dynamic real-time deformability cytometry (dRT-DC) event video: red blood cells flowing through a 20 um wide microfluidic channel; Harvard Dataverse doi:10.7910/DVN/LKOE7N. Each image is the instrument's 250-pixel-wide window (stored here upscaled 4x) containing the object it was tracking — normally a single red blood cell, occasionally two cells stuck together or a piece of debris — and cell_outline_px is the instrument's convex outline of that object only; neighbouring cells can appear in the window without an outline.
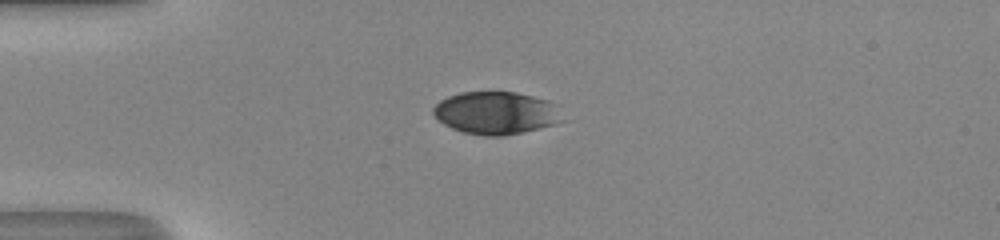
{"species": "human", "species_latin": "Homo sapiens", "temperature_condition": "room temperature", "stored_images_in_passage": 38, "camera_frame_rate_fps": 3000, "um_per_image_px": 0.085, "donor": {"sex": "male"}, "frame": {"image": 1, "passage_image": 1, "time_ms": 0.0, "image_size_px": [1000, 240], "cell_outline_px": [[564, 120], [552, 124], [504, 136], [484, 136], [464, 132], [452, 128], [444, 124], [432, 112], [432, 108], [440, 100], [448, 96], [460, 92], [516, 92], [548, 100], [556, 104]], "centroid_in_image_um": [42.14, 9.59], "position_along_channel_um": 42.9, "area_um2": 31.85}}
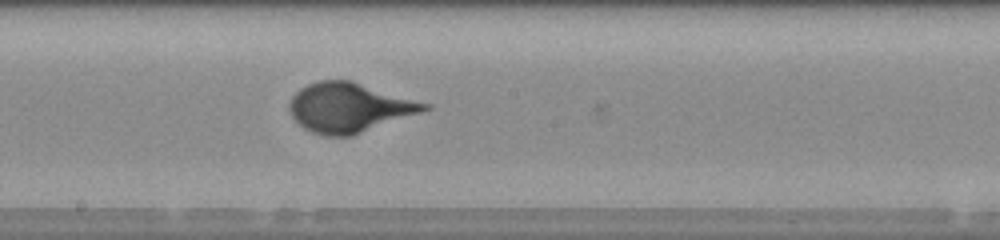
{"frame": {"image": 2, "passage_image": 16, "time_ms": 5.0, "image_size_px": [1000, 240], "cell_outline_px": [[432, 108], [352, 136], [328, 136], [312, 132], [304, 128], [292, 116], [288, 108], [288, 104], [292, 96], [300, 88], [308, 84], [320, 80], [352, 80], [432, 104]], "centroid_in_image_um": [29.69, 9.13], "position_along_channel_um": 218.5, "area_um2": 38.96}}
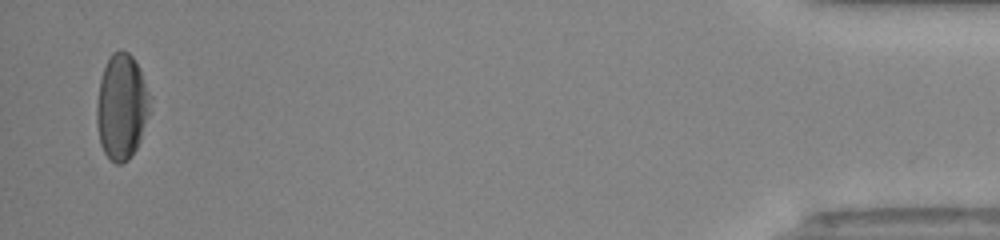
{"frame": {"image": 3, "passage_image": 37, "time_ms": 12.0, "image_size_px": [1000, 240], "cell_outline_px": [[152, 96], [148, 116], [140, 140], [136, 148], [128, 160], [120, 164], [116, 164], [104, 152], [100, 144], [96, 124], [96, 104], [100, 80], [108, 56], [112, 52], [120, 48], [128, 52], [136, 60], [140, 68]], "centroid_in_image_um": [10.35, 9.02], "position_along_channel_um": 424.9, "area_um2": 33.35}}